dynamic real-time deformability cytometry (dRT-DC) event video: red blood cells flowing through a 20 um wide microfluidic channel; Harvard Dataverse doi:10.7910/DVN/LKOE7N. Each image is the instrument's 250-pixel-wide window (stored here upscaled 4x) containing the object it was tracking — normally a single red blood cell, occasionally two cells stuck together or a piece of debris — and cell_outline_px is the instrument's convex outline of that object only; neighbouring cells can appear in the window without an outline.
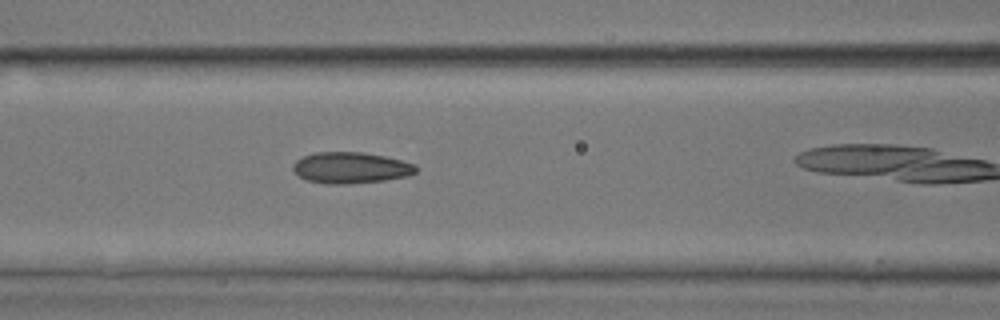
{"species": "common noctule bat (a hibernating species)", "species_latin": "Nyctalus noctula", "temperature_condition": "room temperature", "stored_images_in_passage": 31, "camera_frame_rate_fps": 3000, "um_per_image_px": 0.085, "animal": {"sex": "male", "body_mass_g": 17.9, "forearm_length_mm": 54.2}, "frame": {"image": 1, "passage_image": 10, "time_ms": 3.0, "image_size_px": [1000, 320], "cell_outline_px": [[416, 172], [408, 176], [384, 180], [348, 184], [328, 184], [308, 180], [300, 176], [292, 168], [292, 164], [296, 160], [304, 156], [316, 152], [364, 152], [384, 156], [416, 164]], "centroid_in_image_um": [29.82, 14.25], "position_along_channel_um": 136.8, "area_um2": 22.25}}
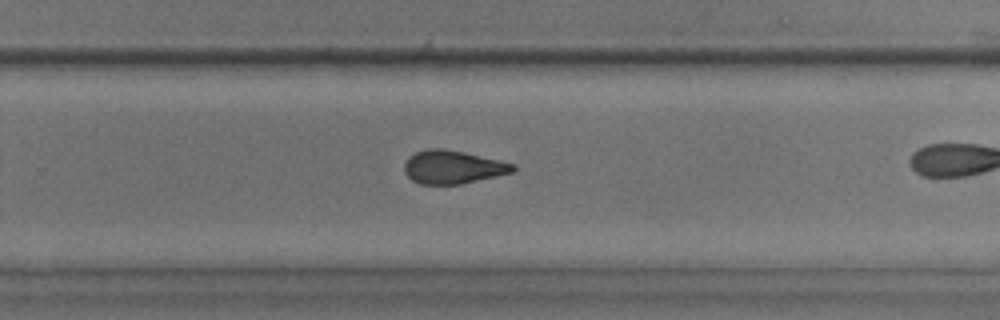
{"frame": {"image": 2, "passage_image": 22, "time_ms": 7.0, "image_size_px": [1000, 320], "cell_outline_px": [[516, 168], [512, 172], [496, 176], [460, 184], [420, 184], [412, 180], [404, 172], [404, 164], [408, 156], [416, 152], [428, 148], [440, 148], [464, 152], [516, 164]], "centroid_in_image_um": [38.46, 14.19], "position_along_channel_um": 291.3, "area_um2": 20.98}}